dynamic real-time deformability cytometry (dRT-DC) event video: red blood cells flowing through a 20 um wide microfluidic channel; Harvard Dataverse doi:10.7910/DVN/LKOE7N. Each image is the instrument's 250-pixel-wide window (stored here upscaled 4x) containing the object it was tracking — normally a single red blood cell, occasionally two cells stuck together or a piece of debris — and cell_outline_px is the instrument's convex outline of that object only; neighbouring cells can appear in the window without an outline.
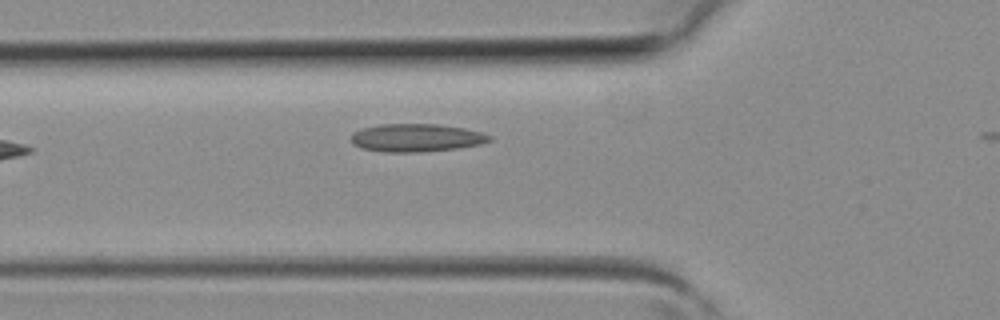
{"species": "common noctule bat (a hibernating species)", "species_latin": "Nyctalus noctula", "temperature_condition": "room temperature", "stored_images_in_passage": 6, "camera_frame_rate_fps": 3000, "um_per_image_px": 0.085, "animal": {"sex": "female", "body_mass_g": 19.3, "forearm_length_mm": 54.1}, "frame": {"image": 1, "passage_image": 6, "time_ms": 1.667, "image_size_px": [1000, 320], "cell_outline_px": [[492, 140], [480, 144], [460, 148], [424, 152], [384, 152], [360, 148], [352, 144], [352, 132], [364, 128], [380, 124], [436, 124], [464, 128], [480, 132], [492, 136]], "centroid_in_image_um": [35.39, 11.72], "position_along_channel_um": 90.4, "area_um2": 22.66}}